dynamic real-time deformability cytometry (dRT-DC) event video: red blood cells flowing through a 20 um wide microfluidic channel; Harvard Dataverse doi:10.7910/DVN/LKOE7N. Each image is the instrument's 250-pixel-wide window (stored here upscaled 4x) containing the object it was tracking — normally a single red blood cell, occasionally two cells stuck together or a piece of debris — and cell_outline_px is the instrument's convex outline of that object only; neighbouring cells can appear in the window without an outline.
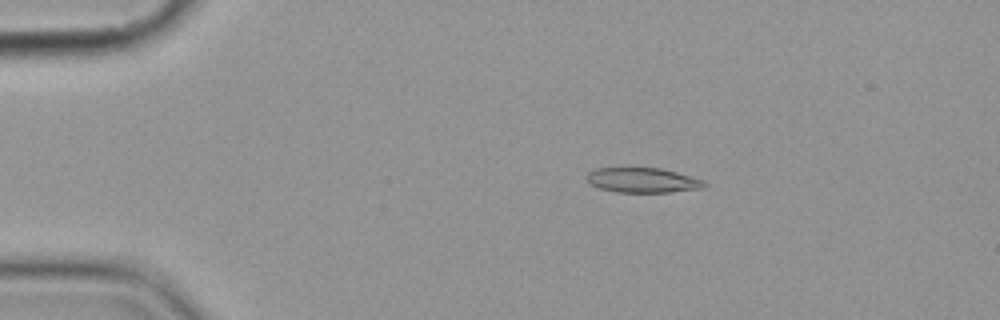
{"species": "common noctule bat (a hibernating species)", "species_latin": "Nyctalus noctula", "temperature_condition": "cold", "stored_images_in_passage": 4, "camera_frame_rate_fps": 3000, "um_per_image_px": 0.085, "animal": {"sex": "female", "body_mass_g": 19.9}, "frame": {"image": 1, "passage_image": 3, "time_ms": 2.333, "image_size_px": [1000, 320], "cell_outline_px": [[708, 184], [704, 188], [672, 192], [616, 192], [600, 188], [588, 184], [584, 176], [588, 172], [596, 168], [624, 164], [628, 164], [660, 168], [676, 172], [704, 180]], "centroid_in_image_um": [54.53, 15.26], "position_along_channel_um": 30.5, "area_um2": 18.21}}